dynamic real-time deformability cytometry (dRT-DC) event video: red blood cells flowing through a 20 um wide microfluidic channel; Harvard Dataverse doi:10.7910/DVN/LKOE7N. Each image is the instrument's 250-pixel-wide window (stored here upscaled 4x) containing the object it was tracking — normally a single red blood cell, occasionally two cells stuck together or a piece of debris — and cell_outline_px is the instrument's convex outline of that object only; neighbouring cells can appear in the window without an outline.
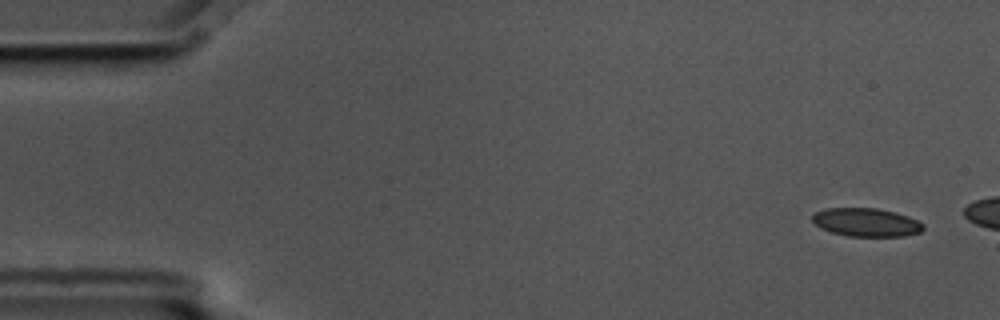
{"species": "common noctule bat (a hibernating species)", "species_latin": "Nyctalus noctula", "temperature_condition": "cold", "stored_images_in_passage": 4, "camera_frame_rate_fps": 3000, "um_per_image_px": 0.085, "animal": {"sex": "male", "body_mass_g": 17.5, "forearm_length_mm": 52.3}, "frame": {"image": 1, "passage_image": 1, "time_ms": 0.0, "image_size_px": [1000, 320], "cell_outline_px": [[924, 228], [920, 232], [904, 236], [848, 236], [832, 232], [820, 228], [812, 220], [812, 216], [816, 212], [824, 208], [876, 208], [896, 212], [908, 216], [924, 224]], "centroid_in_image_um": [73.63, 18.89], "position_along_channel_um": 11.4, "area_um2": 18.32}}